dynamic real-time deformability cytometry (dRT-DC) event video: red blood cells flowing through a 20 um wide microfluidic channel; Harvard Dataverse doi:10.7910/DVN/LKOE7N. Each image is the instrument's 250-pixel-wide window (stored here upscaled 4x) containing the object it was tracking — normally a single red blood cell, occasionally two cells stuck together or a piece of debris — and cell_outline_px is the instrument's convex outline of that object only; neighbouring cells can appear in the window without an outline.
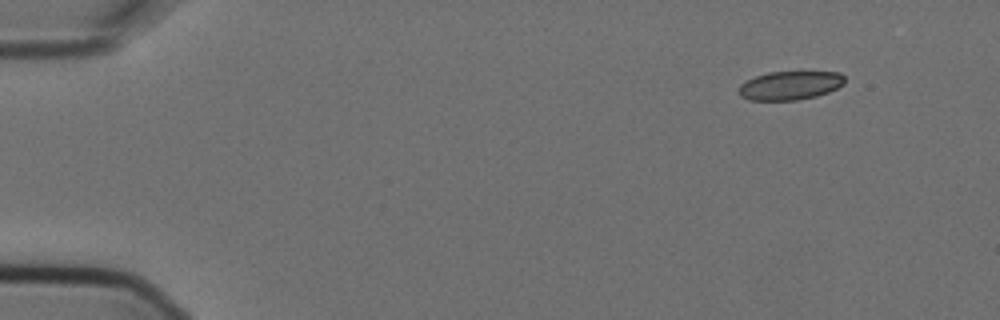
{"species": "Egyptian fruit bat (a non-hibernating species)", "species_latin": "Rousettus aegyptiacus", "temperature_condition": "cold", "stored_images_in_passage": 4, "camera_frame_rate_fps": 3000, "um_per_image_px": 0.085, "animal": {"sex": "female"}, "frame": {"image": 1, "passage_image": 1, "time_ms": 0.0, "image_size_px": [1000, 320], "cell_outline_px": [[844, 84], [828, 92], [816, 96], [796, 100], [748, 100], [740, 96], [736, 92], [740, 84], [756, 76], [768, 72], [840, 72], [844, 76]], "centroid_in_image_um": [67.12, 7.27], "position_along_channel_um": 17.9, "area_um2": 17.74}}
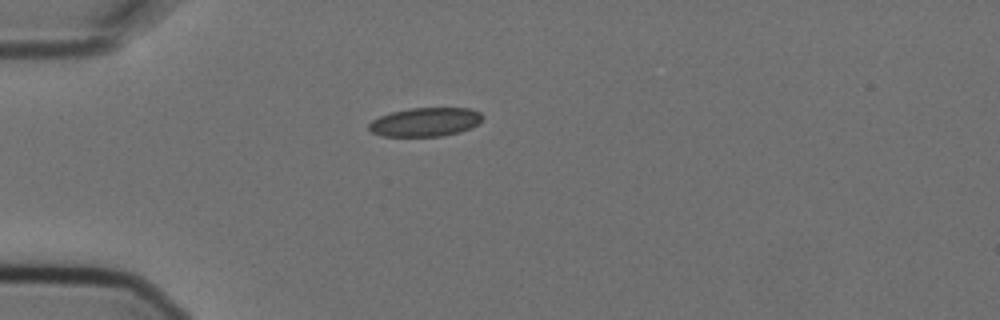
{"frame": {"image": 2, "passage_image": 4, "time_ms": 1.0, "image_size_px": [1000, 320], "cell_outline_px": [[484, 116], [472, 128], [460, 132], [440, 136], [380, 136], [372, 132], [368, 128], [368, 124], [372, 120], [380, 116], [392, 112], [408, 108], [468, 108], [480, 112]], "centroid_in_image_um": [36.14, 10.37], "position_along_channel_um": 48.9, "area_um2": 19.07}}